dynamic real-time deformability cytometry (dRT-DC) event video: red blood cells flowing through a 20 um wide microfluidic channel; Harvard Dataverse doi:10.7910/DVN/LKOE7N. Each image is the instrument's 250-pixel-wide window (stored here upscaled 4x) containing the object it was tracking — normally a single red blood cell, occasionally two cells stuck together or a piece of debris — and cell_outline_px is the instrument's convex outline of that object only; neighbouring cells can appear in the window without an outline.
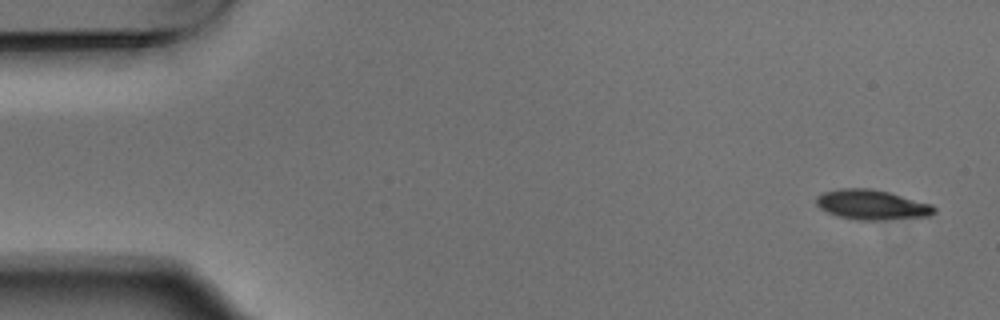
{"species": "Egyptian fruit bat (a non-hibernating species)", "species_latin": "Rousettus aegyptiacus", "temperature_condition": "warm", "stored_images_in_passage": 8, "camera_frame_rate_fps": 3000, "um_per_image_px": 0.085, "animal": {"sex": "male"}, "frame": {"image": 1, "passage_image": 1, "time_ms": 0.0, "image_size_px": [1000, 320], "cell_outline_px": [[936, 212], [928, 216], [876, 220], [856, 220], [836, 216], [820, 208], [816, 204], [816, 196], [824, 192], [840, 188], [872, 188], [888, 192], [932, 204], [936, 208]], "centroid_in_image_um": [74.09, 17.4], "position_along_channel_um": 10.9, "area_um2": 20.52}}
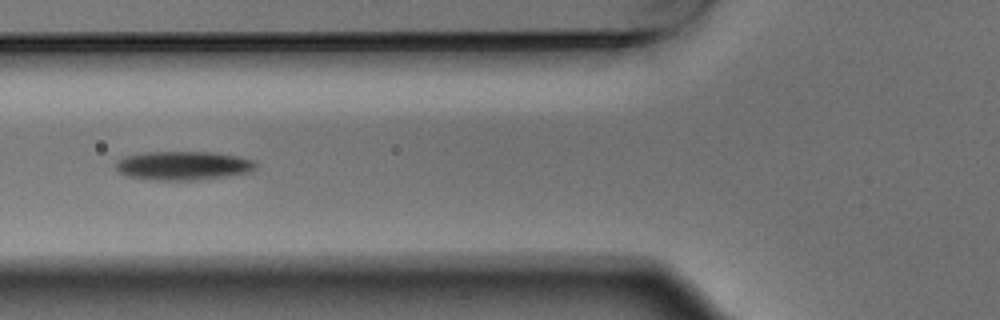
{"frame": {"image": 2, "passage_image": 6, "time_ms": 1.667, "image_size_px": [1000, 320], "cell_outline_px": [[256, 168], [252, 172], [228, 176], [192, 180], [152, 180], [128, 176], [120, 172], [116, 168], [116, 160], [124, 156], [144, 152], [216, 152], [240, 156], [256, 160]], "centroid_in_image_um": [15.61, 14.07], "position_along_channel_um": 110.2, "area_um2": 23.81}}
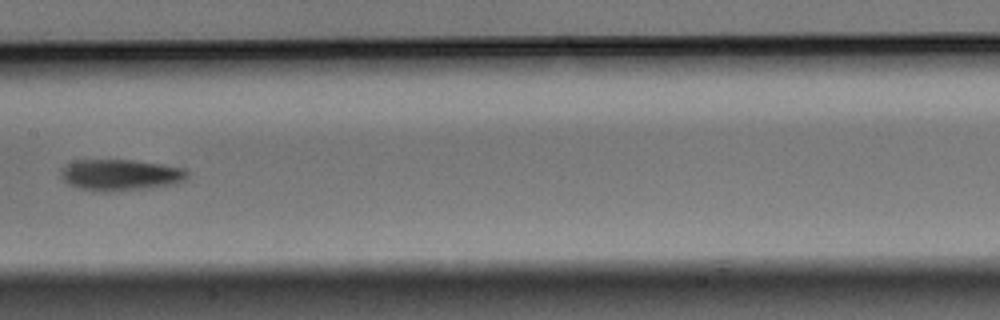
{"frame": {"image": 3, "passage_image": 8, "time_ms": 2.333, "image_size_px": [1000, 320], "cell_outline_px": [[188, 176], [180, 184], [104, 192], [100, 192], [80, 188], [68, 184], [60, 176], [60, 168], [76, 160], [132, 160], [164, 164], [184, 168], [188, 172]], "centroid_in_image_um": [10.25, 14.86], "position_along_channel_um": 197.2, "area_um2": 23.12}}